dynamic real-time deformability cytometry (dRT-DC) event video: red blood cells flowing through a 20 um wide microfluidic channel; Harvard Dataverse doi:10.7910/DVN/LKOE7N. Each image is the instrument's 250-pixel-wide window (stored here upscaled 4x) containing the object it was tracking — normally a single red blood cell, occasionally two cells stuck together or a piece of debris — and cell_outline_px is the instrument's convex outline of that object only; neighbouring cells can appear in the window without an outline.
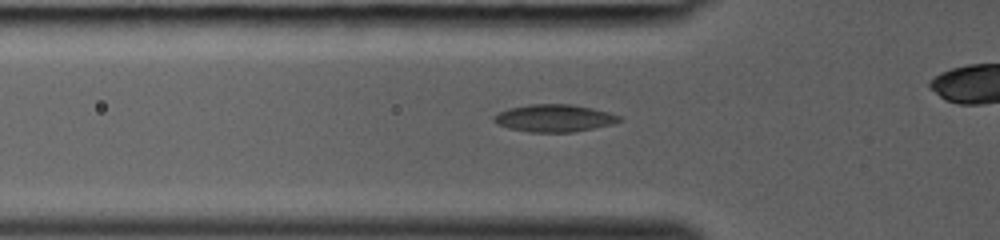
{"species": "common noctule bat (a hibernating species)", "species_latin": "Nyctalus noctula", "temperature_condition": "room temperature", "stored_images_in_passage": 34, "camera_frame_rate_fps": 3000, "um_per_image_px": 0.085, "animal": {"sex": "female", "body_mass_g": 19.0, "forearm_length_mm": 53.3}, "frame": {"image": 1, "passage_image": 13, "time_ms": 4.0, "image_size_px": [1000, 240], "cell_outline_px": [[624, 120], [612, 124], [572, 132], [528, 132], [508, 128], [496, 124], [492, 120], [492, 116], [508, 108], [528, 104], [572, 104], [592, 108], [624, 116]], "centroid_in_image_um": [47.11, 10.04], "position_along_channel_um": 78.7, "area_um2": 20.23}}
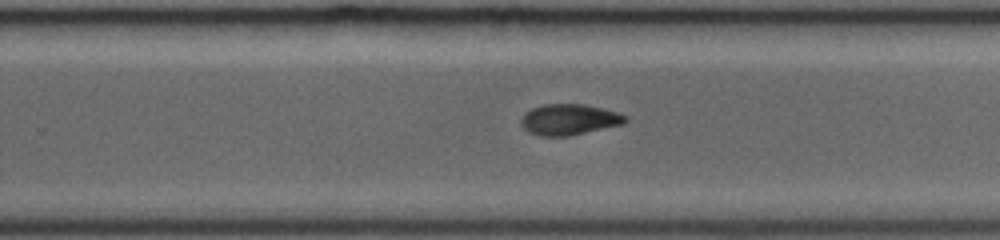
{"frame": {"image": 2, "passage_image": 25, "time_ms": 8.0, "image_size_px": [1000, 240], "cell_outline_px": [[628, 120], [624, 124], [568, 136], [540, 136], [528, 132], [520, 124], [520, 120], [524, 112], [532, 108], [544, 104], [584, 104], [616, 112], [628, 116]], "centroid_in_image_um": [48.35, 10.16], "position_along_channel_um": 281.4, "area_um2": 18.84}}
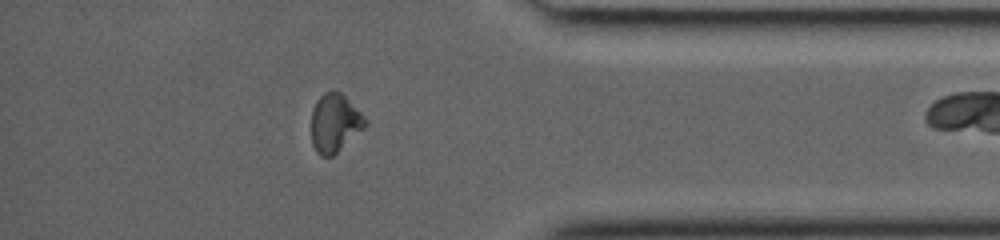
{"frame": {"image": 3, "passage_image": 33, "time_ms": 10.667, "image_size_px": [1000, 240], "cell_outline_px": [[368, 124], [364, 128], [332, 156], [320, 156], [316, 152], [312, 144], [312, 108], [316, 100], [324, 92], [332, 88], [340, 92], [368, 120]], "centroid_in_image_um": [28.44, 10.43], "position_along_channel_um": 406.8, "area_um2": 18.32}}